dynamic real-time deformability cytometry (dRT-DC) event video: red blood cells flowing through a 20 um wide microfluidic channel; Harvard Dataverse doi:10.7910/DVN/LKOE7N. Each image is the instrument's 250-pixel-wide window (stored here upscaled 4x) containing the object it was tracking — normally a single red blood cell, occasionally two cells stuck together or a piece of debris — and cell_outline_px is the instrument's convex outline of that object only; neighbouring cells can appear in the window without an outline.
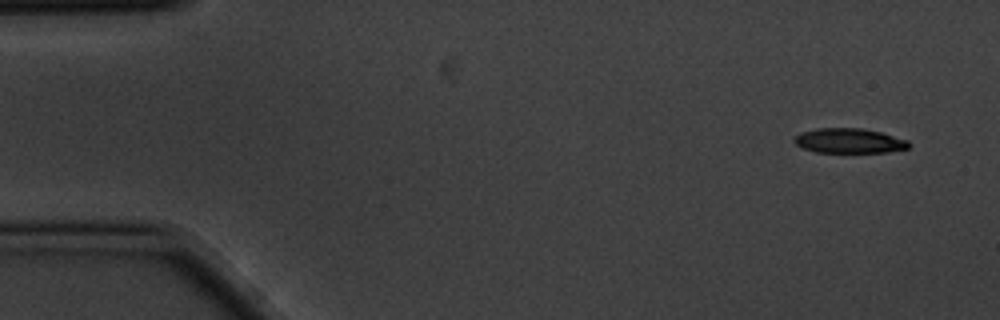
{"species": "common noctule bat (a hibernating species)", "species_latin": "Nyctalus noctula", "temperature_condition": "cold", "stored_images_in_passage": 6, "camera_frame_rate_fps": 3000, "um_per_image_px": 0.085, "animal": {"sex": "male", "body_mass_g": 20.1, "forearm_length_mm": 53.5}, "frame": {"image": 1, "passage_image": 1, "time_ms": 0.0, "image_size_px": [1000, 320], "cell_outline_px": [[912, 144], [908, 148], [888, 152], [816, 152], [800, 148], [792, 140], [800, 132], [816, 128], [860, 128], [880, 132], [908, 140]], "centroid_in_image_um": [72.16, 11.97], "position_along_channel_um": 12.8, "area_um2": 16.65}}